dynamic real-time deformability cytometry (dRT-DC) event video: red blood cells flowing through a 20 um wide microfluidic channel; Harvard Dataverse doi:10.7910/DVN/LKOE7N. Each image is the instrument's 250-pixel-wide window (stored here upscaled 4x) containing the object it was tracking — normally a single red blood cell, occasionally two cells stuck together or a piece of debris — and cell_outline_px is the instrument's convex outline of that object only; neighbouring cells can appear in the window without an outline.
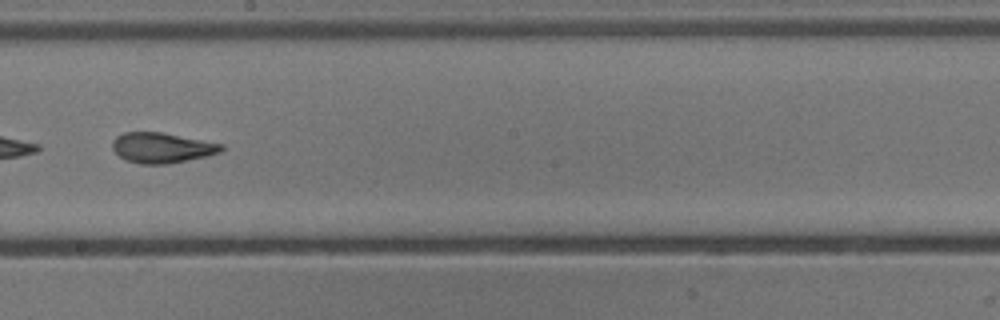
{"species": "common noctule bat (a hibernating species)", "species_latin": "Nyctalus noctula", "temperature_condition": "cold", "stored_images_in_passage": 52, "camera_frame_rate_fps": 3000, "um_per_image_px": 0.085, "animal": {"sex": "male", "body_mass_g": 13.3}, "frame": {"image": 1, "passage_image": 30, "time_ms": 9.667, "image_size_px": [1000, 320], "cell_outline_px": [[224, 152], [208, 156], [168, 164], [140, 164], [128, 160], [120, 156], [112, 148], [112, 140], [116, 136], [124, 132], [160, 132], [224, 144]], "centroid_in_image_um": [13.8, 12.56], "position_along_channel_um": 234.4, "area_um2": 19.31}, "authors_computed_cell_mechanics": {"area_um2": 20.6924, "velocity_mm_per_s": 3.8608, "shape_relaxation_time_tau1_ms": 8.8678, "shape_relaxation_time_tau2_ms": 1.6653, "deformation_change_tau1": 0.2139, "deformation_change_tau2": 0.0918}}